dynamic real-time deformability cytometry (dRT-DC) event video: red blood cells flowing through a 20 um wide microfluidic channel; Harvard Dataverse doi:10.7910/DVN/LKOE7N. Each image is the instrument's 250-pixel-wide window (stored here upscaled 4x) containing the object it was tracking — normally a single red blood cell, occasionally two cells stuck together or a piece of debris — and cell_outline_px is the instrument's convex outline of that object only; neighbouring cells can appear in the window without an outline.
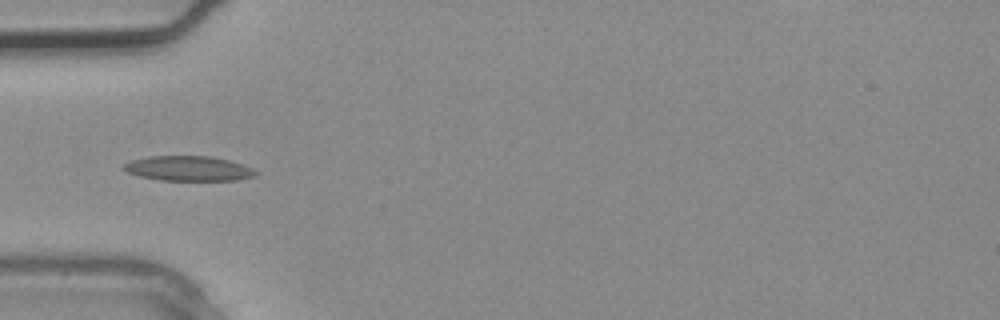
{"species": "common noctule bat (a hibernating species)", "species_latin": "Nyctalus noctula", "temperature_condition": "warm", "stored_images_in_passage": 2, "camera_frame_rate_fps": 3000, "um_per_image_px": 0.085, "animal": {"sex": "male", "body_mass_g": 20.4}, "frame": {"image": 1, "passage_image": 2, "time_ms": 0.333, "image_size_px": [1000, 320], "cell_outline_px": [[260, 172], [256, 176], [236, 180], [160, 180], [140, 176], [128, 172], [120, 168], [128, 160], [148, 156], [212, 156], [228, 160], [252, 168]], "centroid_in_image_um": [15.99, 14.31], "position_along_channel_um": 69.0, "area_um2": 19.25}}